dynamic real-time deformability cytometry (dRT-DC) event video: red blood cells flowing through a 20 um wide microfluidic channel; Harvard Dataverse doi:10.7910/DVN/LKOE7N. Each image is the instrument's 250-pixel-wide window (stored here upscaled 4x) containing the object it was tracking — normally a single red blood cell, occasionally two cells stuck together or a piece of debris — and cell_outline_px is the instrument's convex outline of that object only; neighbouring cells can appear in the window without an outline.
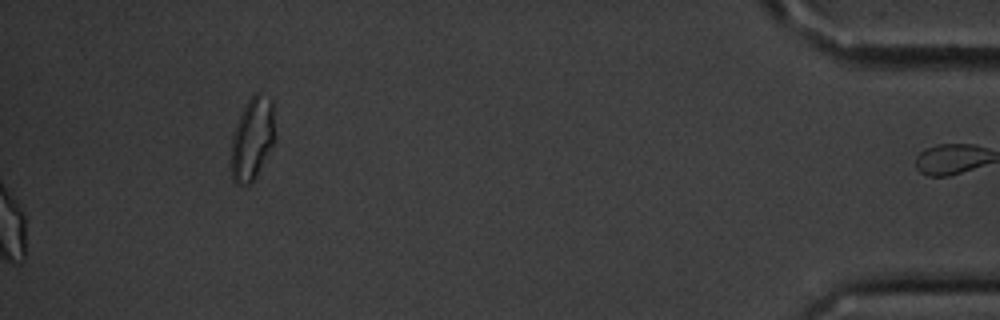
{"species": "common noctule bat (a hibernating species)", "species_latin": "Nyctalus noctula", "temperature_condition": "cold", "stored_images_in_passage": 16, "segment_of_instrument_passage": [2, 2], "camera_frame_rate_fps": 3000, "um_per_image_px": 0.085, "animal": {"sex": "male", "body_mass_g": 20.1, "forearm_length_mm": 53.5}, "frame": {"image": 1, "passage_image": 16, "time_ms": 18.667, "image_size_px": [1000, 320], "cell_outline_px": [[276, 140], [256, 176], [248, 184], [236, 184], [232, 180], [232, 136], [236, 124], [248, 100], [256, 92], [260, 92], [272, 100], [276, 136]], "centroid_in_image_um": [21.48, 11.77], "position_along_channel_um": 413.7, "area_um2": 21.04}}